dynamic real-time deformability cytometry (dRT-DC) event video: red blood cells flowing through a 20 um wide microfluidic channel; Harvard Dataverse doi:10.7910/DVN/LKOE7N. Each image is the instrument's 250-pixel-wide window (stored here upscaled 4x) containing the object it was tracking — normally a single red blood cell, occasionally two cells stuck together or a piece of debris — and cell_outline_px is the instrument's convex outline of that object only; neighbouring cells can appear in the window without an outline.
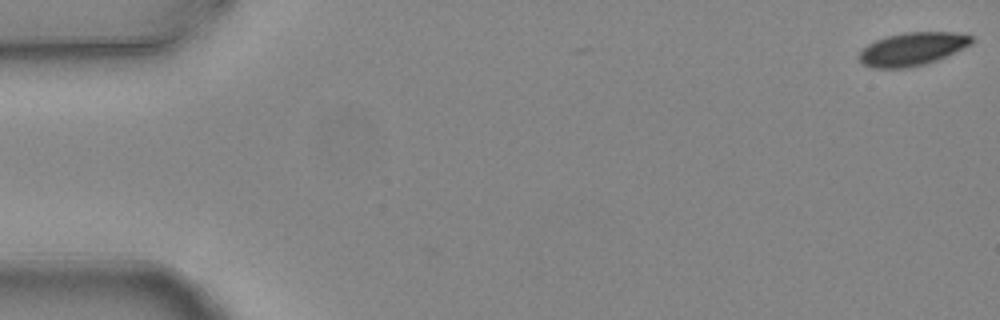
{"species": "common noctule bat (a hibernating species)", "species_latin": "Nyctalus noctula", "temperature_condition": "warm", "stored_images_in_passage": 5, "camera_frame_rate_fps": 3000, "um_per_image_px": 0.085, "animal": {"sex": "female", "body_mass_g": 24.6, "forearm_length_mm": 56.2}, "frame": {"image": 1, "passage_image": 1, "time_ms": 0.0, "image_size_px": [1000, 320], "cell_outline_px": [[972, 44], [936, 60], [924, 64], [908, 68], [872, 68], [864, 64], [860, 60], [860, 52], [868, 44], [876, 40], [888, 36], [904, 32], [952, 32], [972, 36]], "centroid_in_image_um": [77.54, 4.16], "position_along_channel_um": 7.5, "area_um2": 21.39}}